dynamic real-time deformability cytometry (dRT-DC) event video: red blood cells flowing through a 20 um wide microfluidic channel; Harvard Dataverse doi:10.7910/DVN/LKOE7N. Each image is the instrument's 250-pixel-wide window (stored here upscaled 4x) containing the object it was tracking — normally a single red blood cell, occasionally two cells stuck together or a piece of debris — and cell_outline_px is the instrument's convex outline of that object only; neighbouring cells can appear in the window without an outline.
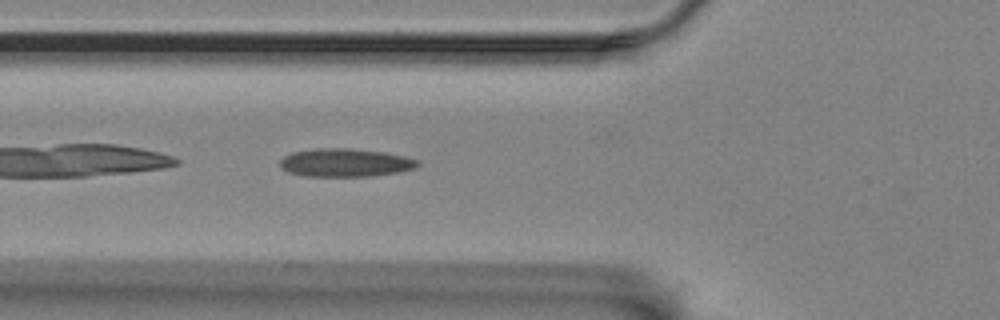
{"species": "Egyptian fruit bat (a non-hibernating species)", "species_latin": "Rousettus aegyptiacus", "temperature_condition": "room temperature", "stored_images_in_passage": 41, "camera_frame_rate_fps": 3000, "um_per_image_px": 0.085, "animal": {"sex": "female"}, "frame": {"image": 1, "passage_image": 4, "time_ms": 1.0, "image_size_px": [1000, 320], "cell_outline_px": [[420, 164], [416, 168], [396, 172], [372, 176], [304, 176], [288, 172], [280, 168], [280, 160], [284, 156], [292, 152], [320, 148], [348, 148], [384, 152], [404, 156], [420, 160]], "centroid_in_image_um": [29.34, 13.83], "position_along_channel_um": 96.5, "area_um2": 22.66}}
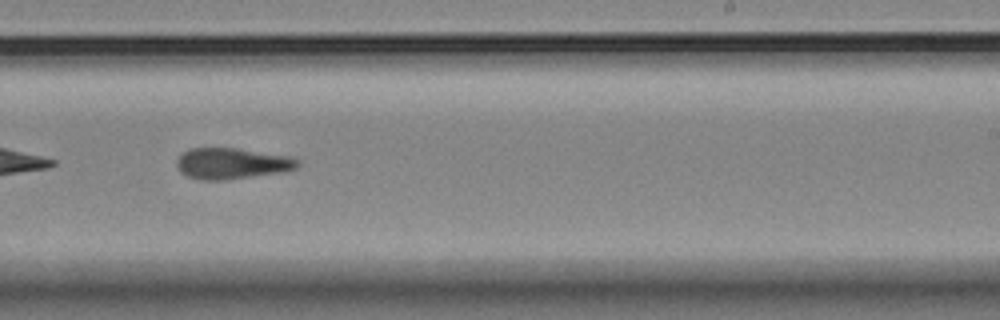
{"frame": {"image": 2, "passage_image": 19, "time_ms": 6.0, "image_size_px": [1000, 320], "cell_outline_px": [[300, 164], [296, 168], [276, 172], [228, 180], [200, 180], [188, 176], [180, 172], [176, 164], [176, 160], [184, 152], [192, 148], [236, 148], [292, 156], [300, 160]], "centroid_in_image_um": [19.7, 13.89], "position_along_channel_um": 269.3, "area_um2": 21.79}}
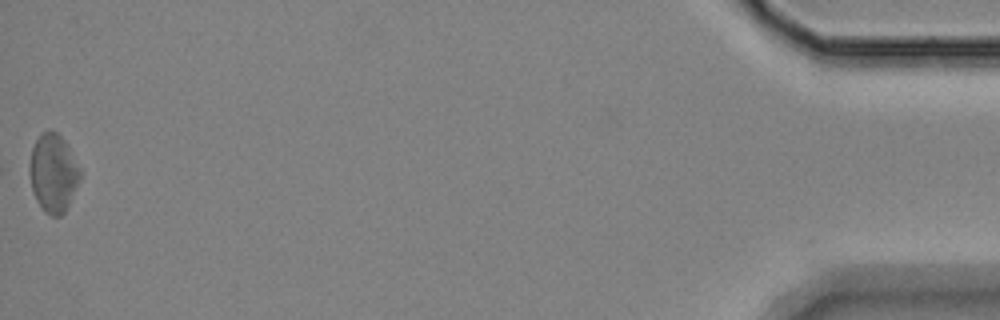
{"frame": {"image": 3, "passage_image": 41, "time_ms": 13.333, "image_size_px": [1000, 320], "cell_outline_px": [[80, 180], [64, 212], [60, 216], [52, 216], [36, 200], [32, 188], [28, 172], [28, 168], [32, 148], [40, 132], [48, 128], [56, 132], [64, 140], [80, 168]], "centroid_in_image_um": [4.5, 14.65], "position_along_channel_um": 430.7, "area_um2": 22.83}, "authors_computed_cell_mechanics": {"area_um2": 21.9062, "velocity_mm_per_s": 3.4492, "shape_relaxation_time_tau1_ms": null, "shape_relaxation_time_tau2_ms": 10.1038, "deformation_change_tau1": null, "deformation_change_tau2": 0.2061}}